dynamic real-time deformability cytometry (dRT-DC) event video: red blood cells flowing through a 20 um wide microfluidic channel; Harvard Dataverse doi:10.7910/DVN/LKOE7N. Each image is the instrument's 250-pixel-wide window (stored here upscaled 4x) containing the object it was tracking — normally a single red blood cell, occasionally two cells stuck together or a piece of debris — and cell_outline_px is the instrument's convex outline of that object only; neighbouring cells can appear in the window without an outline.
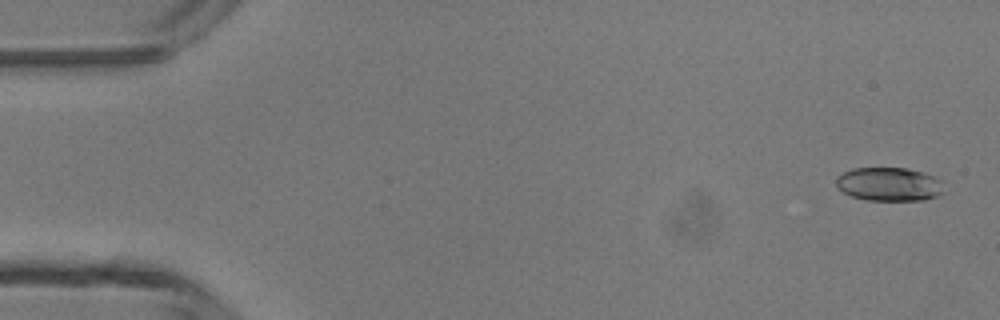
{"species": "common noctule bat (a hibernating species)", "species_latin": "Nyctalus noctula", "temperature_condition": "room temperature", "stored_images_in_passage": 47, "camera_frame_rate_fps": 3000, "um_per_image_px": 0.085, "animal": {"sex": "male", "body_mass_g": 13.3}, "frame": {"image": 1, "passage_image": 2, "time_ms": 0.333, "image_size_px": [1000, 320], "cell_outline_px": [[944, 192], [936, 196], [924, 200], [868, 200], [852, 196], [844, 192], [836, 184], [836, 176], [852, 168], [904, 168], [924, 172], [936, 176], [940, 180]], "centroid_in_image_um": [75.59, 15.65], "position_along_channel_um": 9.4, "area_um2": 21.1}}
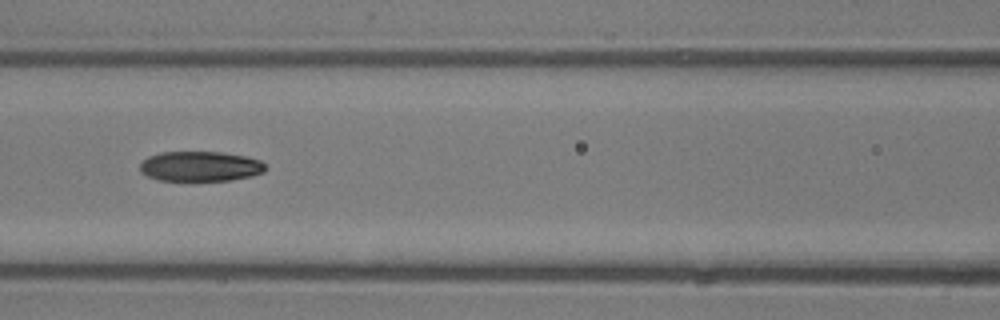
{"frame": {"image": 2, "passage_image": 21, "time_ms": 6.667, "image_size_px": [1000, 320], "cell_outline_px": [[264, 172], [252, 176], [232, 180], [156, 180], [140, 172], [140, 164], [148, 156], [160, 152], [220, 152], [244, 156], [260, 160], [264, 164]], "centroid_in_image_um": [17.0, 14.14], "position_along_channel_um": 149.6, "area_um2": 21.85}}
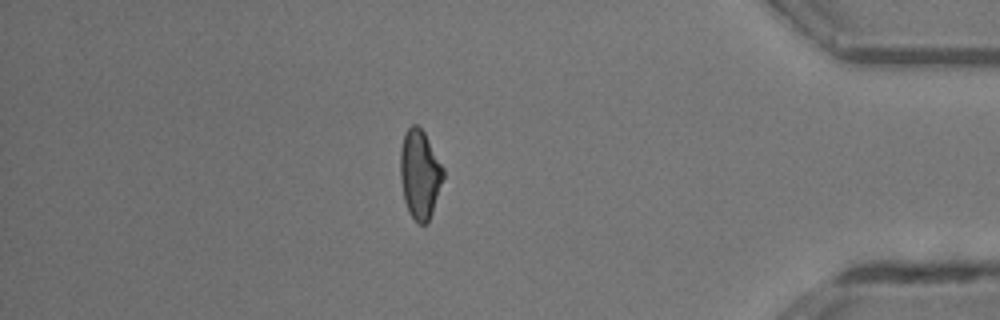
{"frame": {"image": 3, "passage_image": 41, "time_ms": 13.333, "image_size_px": [1000, 320], "cell_outline_px": [[444, 176], [428, 224], [416, 224], [408, 212], [404, 200], [400, 176], [400, 148], [404, 136], [408, 128], [412, 124], [416, 124], [424, 132], [444, 168]], "centroid_in_image_um": [35.67, 14.84], "position_along_channel_um": 399.5, "area_um2": 22.31}, "authors_computed_cell_mechanics": {"area_um2": 22.3108, "velocity_mm_per_s": 4.3531, "shape_relaxation_time_tau1_ms": 3.7989, "shape_relaxation_time_tau2_ms": 6.9989, "deformation_change_tau1": 0.159, "deformation_change_tau2": 0.1318}}